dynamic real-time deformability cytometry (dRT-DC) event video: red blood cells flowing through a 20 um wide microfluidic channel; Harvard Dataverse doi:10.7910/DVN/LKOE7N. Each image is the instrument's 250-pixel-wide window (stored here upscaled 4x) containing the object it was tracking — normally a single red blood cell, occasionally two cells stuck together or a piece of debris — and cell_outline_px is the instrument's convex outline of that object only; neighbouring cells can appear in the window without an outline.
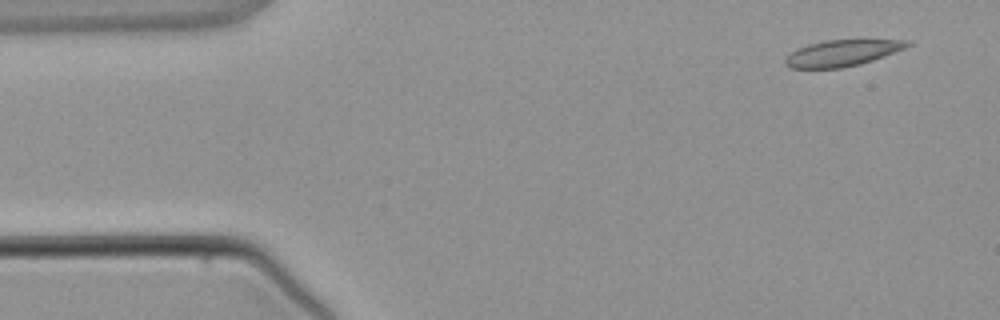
{"species": "common noctule bat (a hibernating species)", "species_latin": "Nyctalus noctula", "temperature_condition": "warm", "stored_images_in_passage": 3, "camera_frame_rate_fps": 3000, "um_per_image_px": 0.085, "animal": {"sex": "male", "body_mass_g": 21.5, "forearm_length_mm": 52.0}, "frame": {"image": 1, "passage_image": 1, "time_ms": 0.0, "image_size_px": [1000, 320], "cell_outline_px": [[912, 44], [904, 48], [884, 56], [860, 64], [840, 68], [792, 68], [784, 64], [784, 60], [796, 48], [808, 44], [828, 40], [912, 40]], "centroid_in_image_um": [71.57, 4.51], "position_along_channel_um": 13.4, "area_um2": 18.5}}